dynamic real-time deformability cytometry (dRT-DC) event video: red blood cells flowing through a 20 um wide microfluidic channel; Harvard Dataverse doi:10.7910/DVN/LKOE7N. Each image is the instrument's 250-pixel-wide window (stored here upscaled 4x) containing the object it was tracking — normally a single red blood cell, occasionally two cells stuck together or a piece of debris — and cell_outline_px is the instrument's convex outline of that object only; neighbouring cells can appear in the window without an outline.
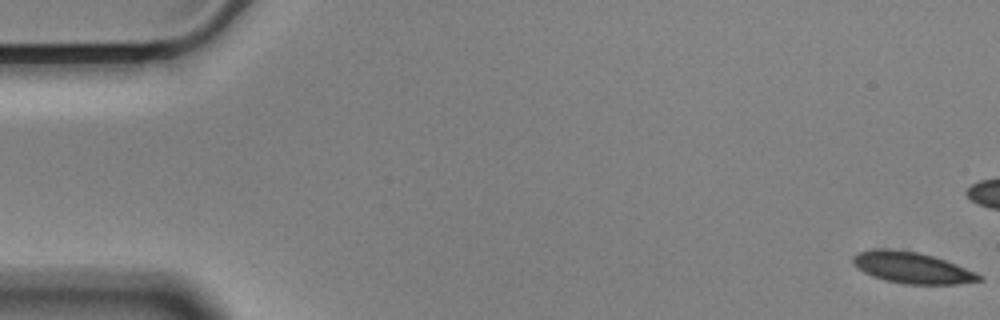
{"species": "Egyptian fruit bat (a non-hibernating species)", "species_latin": "Rousettus aegyptiacus", "temperature_condition": "cold", "stored_images_in_passage": 9, "camera_frame_rate_fps": 3000, "um_per_image_px": 0.085, "animal": {"sex": "male"}, "frame": {"image": 1, "passage_image": 1, "time_ms": 0.0, "image_size_px": [1000, 320], "cell_outline_px": [[984, 280], [956, 284], [904, 284], [884, 280], [872, 276], [856, 268], [852, 264], [852, 256], [856, 252], [872, 248], [892, 248], [916, 252], [932, 256], [956, 264], [976, 272], [984, 276]], "centroid_in_image_um": [77.47, 22.74], "position_along_channel_um": 7.5, "area_um2": 23.29}}